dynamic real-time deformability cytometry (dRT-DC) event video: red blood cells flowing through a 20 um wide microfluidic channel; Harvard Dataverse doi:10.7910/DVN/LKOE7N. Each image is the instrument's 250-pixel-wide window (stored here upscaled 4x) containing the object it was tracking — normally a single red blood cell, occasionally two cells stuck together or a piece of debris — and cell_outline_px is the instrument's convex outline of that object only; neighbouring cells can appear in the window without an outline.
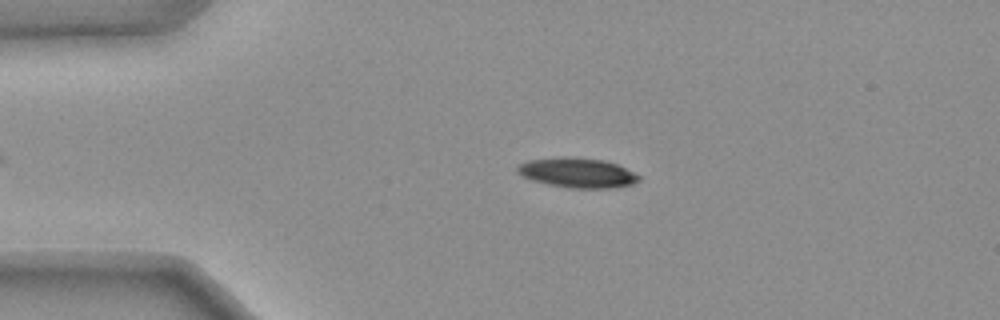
{"species": "common noctule bat (a hibernating species)", "species_latin": "Nyctalus noctula", "temperature_condition": "warm", "stored_images_in_passage": 45, "camera_frame_rate_fps": 3000, "um_per_image_px": 0.085, "animal": {"sex": "female", "body_mass_g": 25.1}, "frame": {"image": 1, "passage_image": 9, "time_ms": 2.667, "image_size_px": [1000, 320], "cell_outline_px": [[640, 176], [636, 180], [628, 184], [604, 188], [580, 188], [552, 184], [536, 180], [524, 176], [520, 172], [520, 168], [524, 164], [536, 160], [600, 160], [616, 164]], "centroid_in_image_um": [49.19, 14.73], "position_along_channel_um": 35.8, "area_um2": 18.61}}
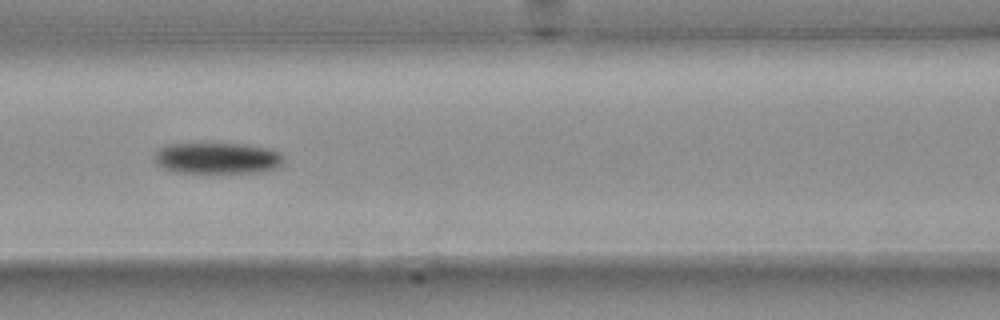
{"frame": {"image": 2, "passage_image": 21, "time_ms": 6.667, "image_size_px": [1000, 320], "cell_outline_px": [[280, 160], [272, 168], [244, 172], [192, 172], [168, 168], [160, 164], [156, 156], [164, 148], [176, 144], [232, 144], [260, 148], [276, 152], [280, 156]], "centroid_in_image_um": [18.45, 13.44], "position_along_channel_um": 148.2, "area_um2": 21.15}}
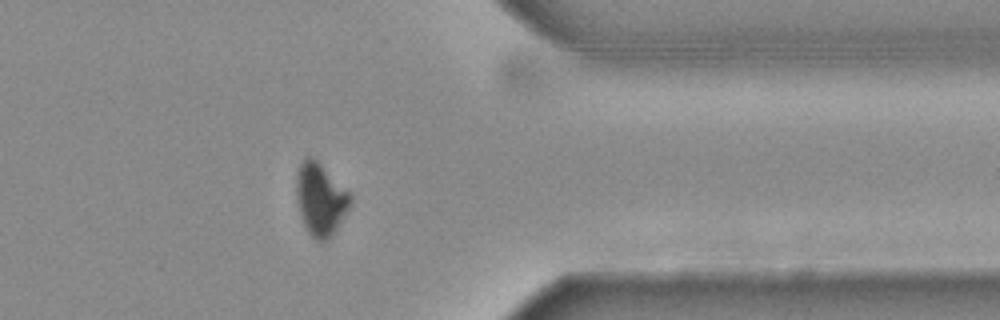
{"frame": {"image": 3, "passage_image": 41, "time_ms": 13.333, "image_size_px": [1000, 320], "cell_outline_px": [[348, 208], [332, 232], [324, 240], [316, 240], [312, 236], [304, 224], [300, 212], [296, 188], [300, 164], [308, 156], [316, 160], [348, 192]], "centroid_in_image_um": [27.19, 16.92], "position_along_channel_um": 384.2, "area_um2": 21.04}, "authors_computed_cell_mechanics": {"area_um2": 21.0392, "velocity_mm_per_s": 3.7331, "shape_relaxation_time_tau1_ms": 6.1297, "shape_relaxation_time_tau2_ms": null, "deformation_change_tau1": 0.2217, "deformation_change_tau2": null}}